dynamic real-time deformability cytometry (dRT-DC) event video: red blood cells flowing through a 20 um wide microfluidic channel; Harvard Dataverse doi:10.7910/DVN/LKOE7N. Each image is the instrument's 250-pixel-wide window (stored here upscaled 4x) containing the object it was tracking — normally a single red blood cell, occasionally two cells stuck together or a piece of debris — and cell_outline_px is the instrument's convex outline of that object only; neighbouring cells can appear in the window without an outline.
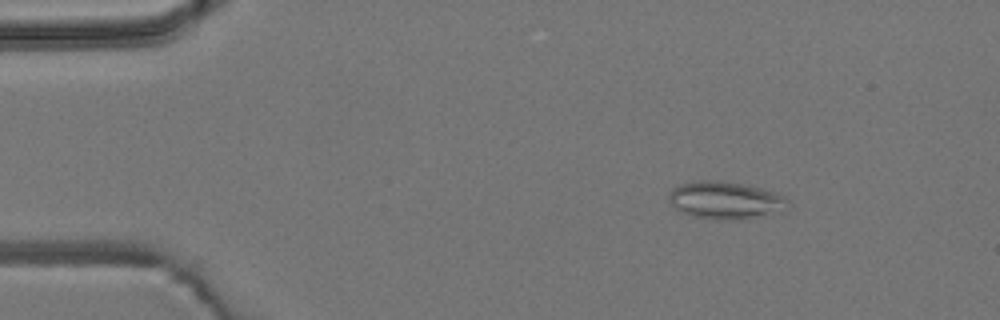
{"species": "common noctule bat (a hibernating species)", "species_latin": "Nyctalus noctula", "temperature_condition": "room temperature", "stored_images_in_passage": 3, "camera_frame_rate_fps": 3000, "um_per_image_px": 0.085, "animal": {"sex": "male", "body_mass_g": 19.2, "forearm_length_mm": 51.8}, "frame": {"image": 1, "passage_image": 1, "time_ms": 0.0, "image_size_px": [1000, 320], "cell_outline_px": [[792, 208], [784, 212], [744, 220], [720, 220], [692, 216], [676, 208], [668, 200], [668, 192], [672, 188], [680, 184], [692, 180], [720, 180], [760, 188], [784, 196], [792, 204]], "centroid_in_image_um": [61.72, 17.04], "position_along_channel_um": 23.3, "area_um2": 26.65}}